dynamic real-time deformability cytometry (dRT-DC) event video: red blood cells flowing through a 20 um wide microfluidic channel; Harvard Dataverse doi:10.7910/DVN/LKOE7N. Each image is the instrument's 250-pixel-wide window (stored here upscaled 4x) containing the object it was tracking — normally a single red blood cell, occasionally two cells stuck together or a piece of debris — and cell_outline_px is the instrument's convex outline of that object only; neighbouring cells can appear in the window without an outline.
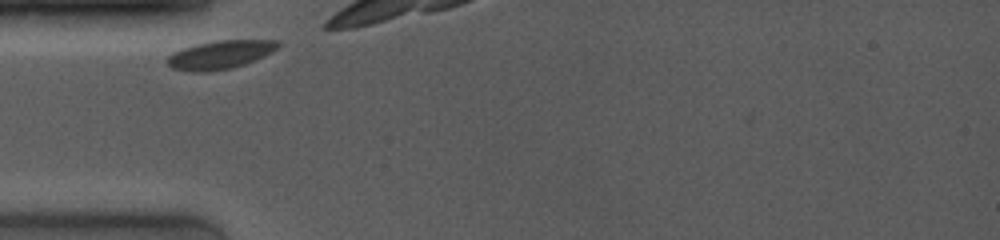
{"species": "common noctule bat (a hibernating species)", "species_latin": "Nyctalus noctula", "temperature_condition": "room temperature", "stored_images_in_passage": 31, "camera_frame_rate_fps": 4000, "um_per_image_px": 0.085, "animal": {"sex": "female", "body_mass_g": 19.0, "forearm_length_mm": 53.3}, "frame": {"image": 1, "passage_image": 1, "time_ms": 0.0, "image_size_px": [1000, 240], "cell_outline_px": [[280, 44], [272, 52], [264, 56], [244, 64], [232, 68], [208, 72], [192, 72], [172, 68], [164, 60], [172, 52], [196, 44], [220, 40], [280, 40]], "centroid_in_image_um": [18.68, 4.66], "position_along_channel_um": 66.3, "area_um2": 18.38}}